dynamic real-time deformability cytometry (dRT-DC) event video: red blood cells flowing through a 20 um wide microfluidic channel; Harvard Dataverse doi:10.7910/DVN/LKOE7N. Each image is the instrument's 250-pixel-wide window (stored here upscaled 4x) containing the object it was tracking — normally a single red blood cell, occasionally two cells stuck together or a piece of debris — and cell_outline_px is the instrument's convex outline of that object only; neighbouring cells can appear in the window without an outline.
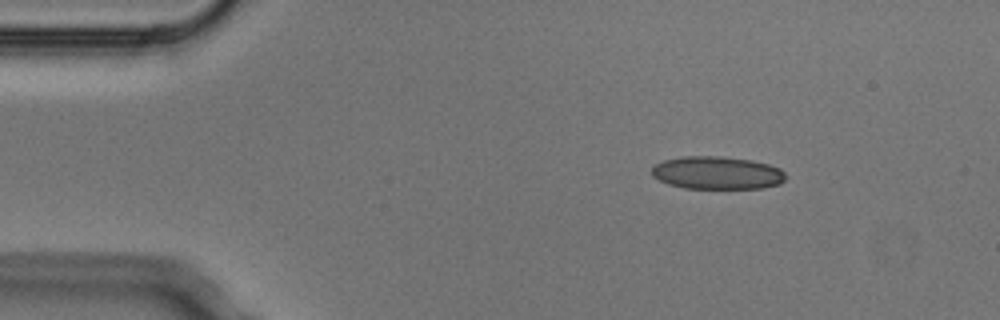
{"species": "Egyptian fruit bat (a non-hibernating species)", "species_latin": "Rousettus aegyptiacus", "temperature_condition": "cold", "stored_images_in_passage": 4, "camera_frame_rate_fps": 3000, "um_per_image_px": 0.085, "animal": {"sex": "male"}, "frame": {"image": 1, "passage_image": 2, "time_ms": 0.333, "image_size_px": [1000, 320], "cell_outline_px": [[788, 176], [780, 184], [764, 188], [684, 188], [668, 184], [652, 176], [652, 168], [656, 164], [664, 160], [680, 156], [720, 156], [752, 160], [768, 164], [780, 168]], "centroid_in_image_um": [60.98, 14.69], "position_along_channel_um": 24.0, "area_um2": 25.78}}